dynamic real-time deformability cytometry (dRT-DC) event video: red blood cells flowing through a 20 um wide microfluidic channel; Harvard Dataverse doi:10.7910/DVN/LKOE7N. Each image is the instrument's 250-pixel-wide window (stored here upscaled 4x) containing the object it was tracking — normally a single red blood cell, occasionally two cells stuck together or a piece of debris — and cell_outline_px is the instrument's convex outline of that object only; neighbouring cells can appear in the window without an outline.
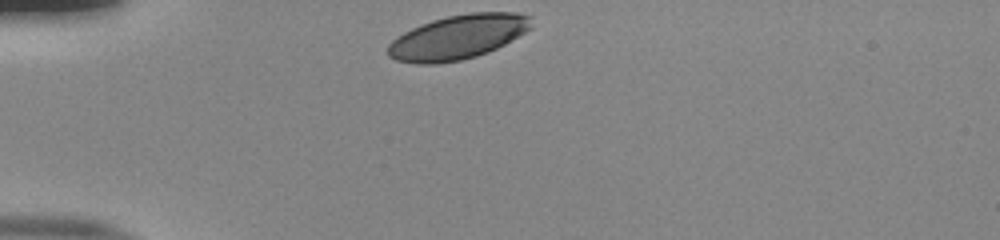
{"species": "human", "species_latin": "Homo sapiens", "temperature_condition": "room temperature", "stored_images_in_passage": 31, "camera_frame_rate_fps": 3000, "um_per_image_px": 0.085, "donor": {"sex": "male"}, "frame": {"image": 1, "passage_image": 1, "time_ms": 0.0, "image_size_px": [1000, 240], "cell_outline_px": [[528, 28], [524, 32], [504, 44], [496, 48], [460, 60], [396, 60], [388, 52], [388, 48], [392, 40], [404, 32], [412, 28], [448, 16], [476, 12], [512, 12], [528, 16]], "centroid_in_image_um": [38.95, 3.09], "position_along_channel_um": 46.0, "area_um2": 34.62}}
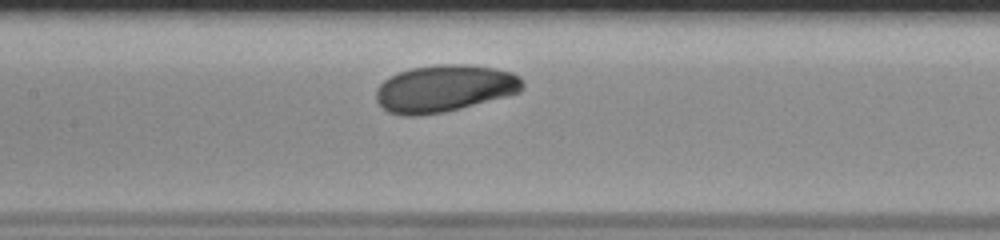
{"frame": {"image": 2, "passage_image": 13, "time_ms": 4.0, "image_size_px": [1000, 240], "cell_outline_px": [[520, 88], [516, 92], [456, 108], [440, 112], [392, 112], [384, 108], [380, 104], [376, 96], [376, 92], [380, 84], [392, 76], [400, 72], [416, 68], [488, 68], [508, 72], [516, 76], [520, 80]], "centroid_in_image_um": [37.7, 7.53], "position_along_channel_um": 169.7, "area_um2": 35.95}}
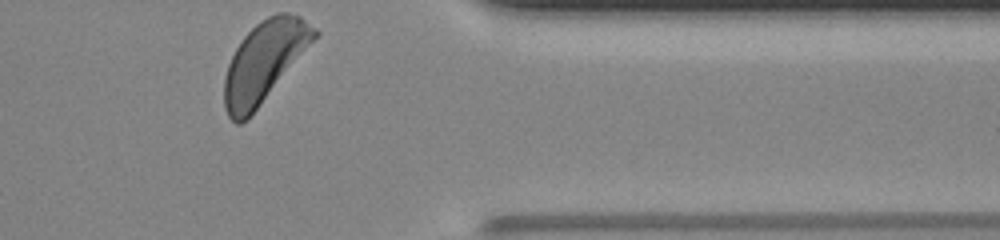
{"frame": {"image": 3, "passage_image": 31, "time_ms": 10.0, "image_size_px": [1000, 240], "cell_outline_px": [[320, 32], [256, 108], [240, 124], [236, 124], [228, 116], [224, 104], [224, 80], [228, 64], [236, 48], [244, 36], [256, 24], [268, 16], [280, 12], [284, 12], [300, 16]], "centroid_in_image_um": [22.43, 5.21], "position_along_channel_um": 389.0, "area_um2": 40.75}, "authors_computed_cell_mechanics": {"area_um2": 37.9168, "velocity_mm_per_s": 3.8471, "shape_relaxation_time_tau1_ms": 2.1602, "shape_relaxation_time_tau2_ms": null, "deformation_change_tau1": 0.1028, "deformation_change_tau2": null}}